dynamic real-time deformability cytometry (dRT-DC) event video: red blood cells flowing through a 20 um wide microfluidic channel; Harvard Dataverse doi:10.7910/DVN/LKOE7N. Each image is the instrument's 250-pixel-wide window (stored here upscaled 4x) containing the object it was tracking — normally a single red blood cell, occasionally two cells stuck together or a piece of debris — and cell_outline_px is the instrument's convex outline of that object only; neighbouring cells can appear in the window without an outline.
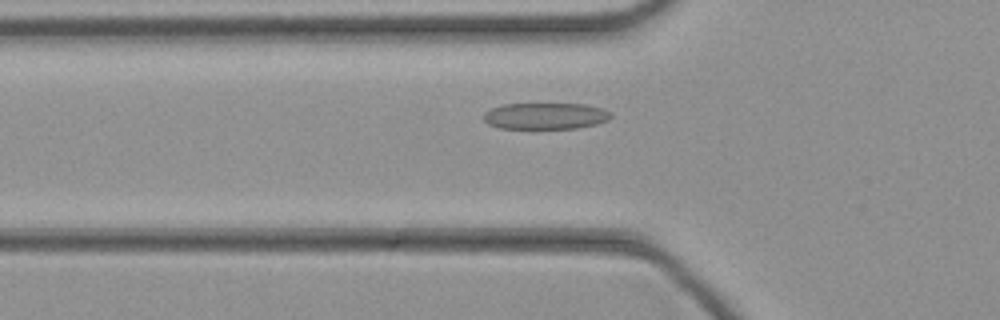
{"species": "common noctule bat (a hibernating species)", "species_latin": "Nyctalus noctula", "temperature_condition": "cold", "stored_images_in_passage": 42, "camera_frame_rate_fps": 3000, "um_per_image_px": 0.085, "animal": {"sex": "female", "body_mass_g": 21.9}, "frame": {"image": 1, "passage_image": 12, "time_ms": 3.667, "image_size_px": [1000, 320], "cell_outline_px": [[612, 116], [608, 120], [596, 124], [576, 128], [500, 128], [488, 124], [484, 120], [484, 112], [492, 108], [504, 104], [584, 104], [600, 108], [612, 112]], "centroid_in_image_um": [46.37, 9.86], "position_along_channel_um": 79.4, "area_um2": 19.48}}
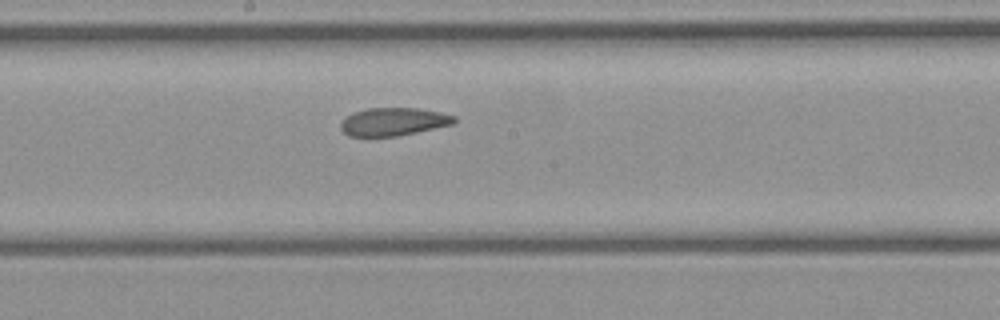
{"frame": {"image": 2, "passage_image": 21, "time_ms": 6.667, "image_size_px": [1000, 320], "cell_outline_px": [[456, 120], [452, 124], [416, 132], [396, 136], [348, 136], [340, 128], [340, 120], [356, 112], [368, 108], [416, 108], [440, 112], [456, 116]], "centroid_in_image_um": [33.42, 10.34], "position_along_channel_um": 214.8, "area_um2": 18.32}}
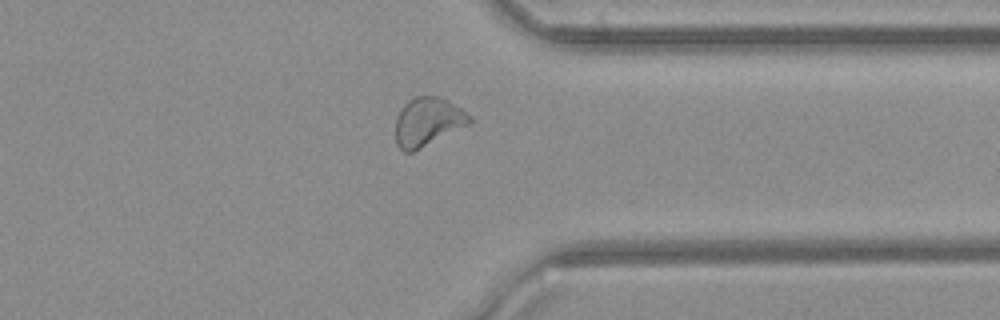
{"frame": {"image": 3, "passage_image": 32, "time_ms": 10.333, "image_size_px": [1000, 320], "cell_outline_px": [[472, 120], [468, 124], [412, 152], [404, 152], [396, 144], [396, 116], [400, 108], [408, 100], [416, 96], [440, 96], [448, 100], [472, 116]], "centroid_in_image_um": [36.33, 10.32], "position_along_channel_um": 375.1, "area_um2": 20.75}}